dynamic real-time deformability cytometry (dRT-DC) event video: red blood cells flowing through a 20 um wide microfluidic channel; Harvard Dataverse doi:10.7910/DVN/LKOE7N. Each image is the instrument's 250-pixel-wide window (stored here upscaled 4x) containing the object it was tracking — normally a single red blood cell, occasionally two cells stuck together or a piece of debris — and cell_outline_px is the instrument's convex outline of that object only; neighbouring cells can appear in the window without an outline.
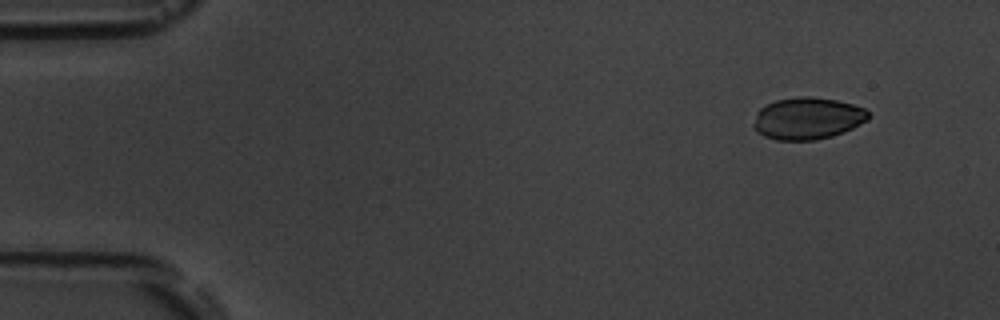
{"species": "common noctule bat (a hibernating species)", "species_latin": "Nyctalus noctula", "temperature_condition": "room temperature", "stored_images_in_passage": 8, "camera_frame_rate_fps": 3000, "um_per_image_px": 0.085, "animal": {"sex": "male", "body_mass_g": 19.5, "forearm_length_mm": 54.6}, "frame": {"image": 1, "passage_image": 1, "time_ms": 0.0, "image_size_px": [1000, 320], "cell_outline_px": [[868, 120], [852, 128], [832, 136], [816, 140], [776, 140], [764, 136], [756, 132], [752, 124], [756, 112], [760, 108], [776, 100], [800, 96], [812, 96], [836, 100], [852, 104], [864, 108], [868, 112]], "centroid_in_image_um": [68.6, 10.06], "position_along_channel_um": 16.4, "area_um2": 28.15}}
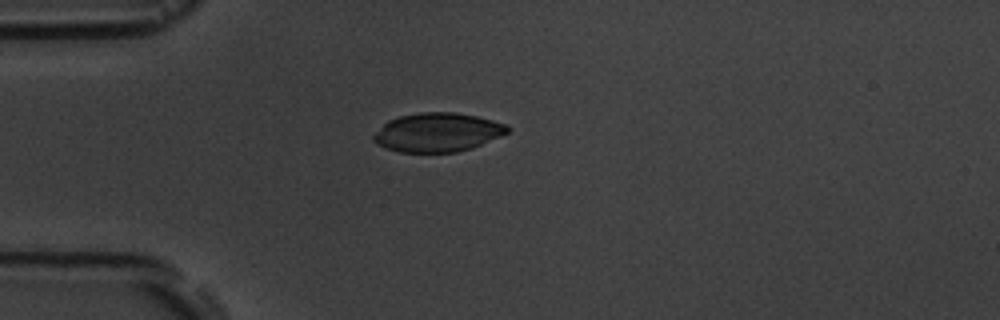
{"frame": {"image": 2, "passage_image": 4, "time_ms": 3.333, "image_size_px": [1000, 320], "cell_outline_px": [[512, 128], [508, 132], [500, 136], [472, 148], [456, 152], [400, 152], [376, 144], [372, 140], [372, 136], [388, 120], [400, 116], [420, 112], [456, 112], [476, 116], [508, 124]], "centroid_in_image_um": [37.21, 11.24], "position_along_channel_um": 47.8, "area_um2": 30.35}}
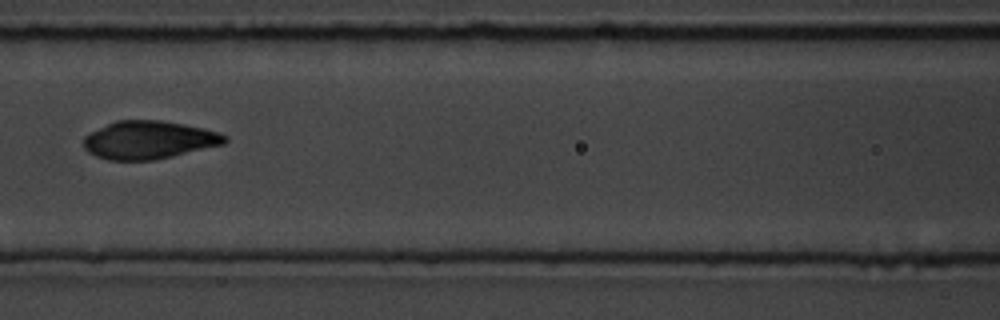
{"frame": {"image": 3, "passage_image": 7, "time_ms": 6.667, "image_size_px": [1000, 320], "cell_outline_px": [[228, 140], [224, 144], [172, 156], [152, 160], [108, 160], [96, 156], [88, 152], [84, 148], [84, 136], [88, 132], [116, 120], [160, 120], [184, 124], [204, 128], [220, 132], [228, 136]], "centroid_in_image_um": [12.65, 11.89], "position_along_channel_um": 154.0, "area_um2": 31.44}}